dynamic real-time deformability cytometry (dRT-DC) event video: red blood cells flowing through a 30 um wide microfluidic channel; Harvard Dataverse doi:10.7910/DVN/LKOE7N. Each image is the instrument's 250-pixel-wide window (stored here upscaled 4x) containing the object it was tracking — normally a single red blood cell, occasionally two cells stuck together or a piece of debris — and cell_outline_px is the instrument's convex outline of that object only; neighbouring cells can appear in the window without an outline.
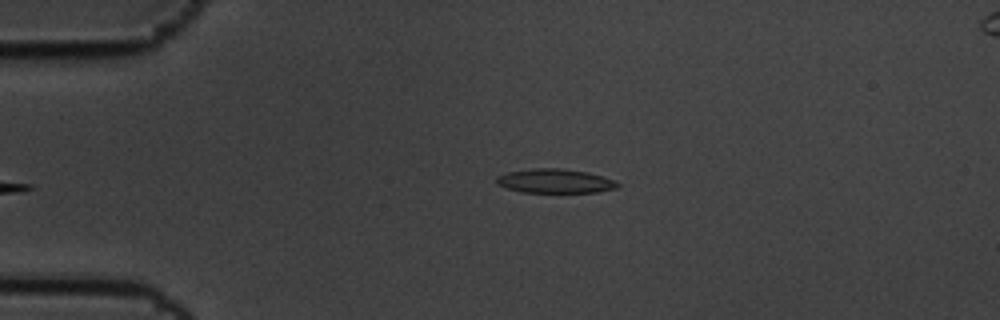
{"species": "common noctule bat (a hibernating species)", "species_latin": "Nyctalus noctula", "temperature_condition": "cold", "stored_images_in_passage": 6, "camera_frame_rate_fps": 3000, "um_per_image_px": 0.085, "animal": {"sex": "male", "body_mass_g": 19.5, "forearm_length_mm": 54.6}, "frame": {"image": 1, "passage_image": 6, "time_ms": 1.667, "image_size_px": [1000, 320], "cell_outline_px": [[620, 184], [616, 188], [600, 192], [520, 192], [496, 184], [496, 176], [508, 172], [532, 168], [560, 168], [588, 172], [604, 176]], "centroid_in_image_um": [47.17, 15.38], "position_along_channel_um": 37.8, "area_um2": 17.05}}